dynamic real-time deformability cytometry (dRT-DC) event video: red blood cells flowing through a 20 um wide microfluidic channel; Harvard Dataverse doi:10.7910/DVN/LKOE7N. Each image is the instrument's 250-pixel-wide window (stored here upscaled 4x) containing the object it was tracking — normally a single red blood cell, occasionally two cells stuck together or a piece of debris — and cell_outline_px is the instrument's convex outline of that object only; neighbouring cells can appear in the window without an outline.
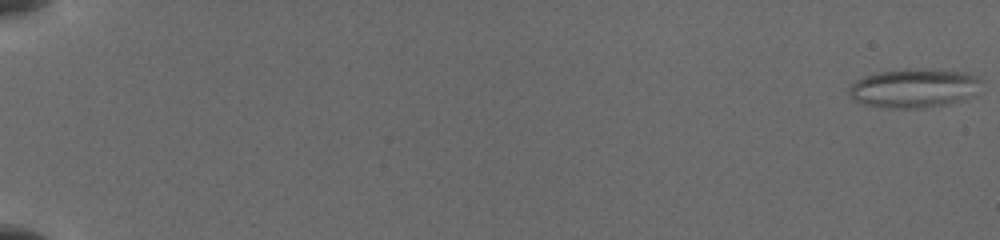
{"species": "common noctule bat (a hibernating species)", "species_latin": "Nyctalus noctula", "temperature_condition": "cold", "stored_images_in_passage": 77, "segment_of_instrument_passage": [1, 2], "camera_frame_rate_fps": 3000, "um_per_image_px": 0.085, "animal": {"sex": "female", "body_mass_g": 19.5, "forearm_length_mm": 54.1}, "frame": {"image": 1, "passage_image": 1, "time_ms": 0.0, "image_size_px": [1000, 240], "cell_outline_px": [[984, 80], [956, 100], [948, 104], [920, 108], [896, 108], [864, 104], [848, 96], [848, 88], [856, 80], [864, 76], [880, 72], [924, 68], [960, 72], [976, 76]], "centroid_in_image_um": [77.55, 7.48], "position_along_channel_um": 7.5, "area_um2": 28.9}}
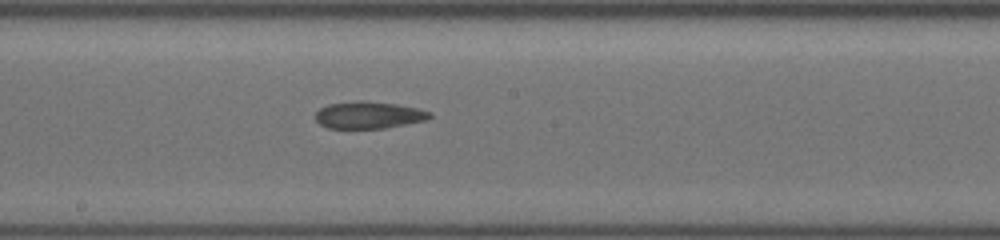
{"frame": {"image": 2, "passage_image": 40, "time_ms": 10.667, "image_size_px": [1000, 240], "cell_outline_px": [[432, 116], [428, 120], [384, 128], [328, 128], [320, 124], [316, 120], [316, 112], [320, 108], [328, 104], [360, 100], [396, 104], [416, 108], [432, 112]], "centroid_in_image_um": [31.35, 9.78], "position_along_channel_um": 216.8, "area_um2": 17.98}}
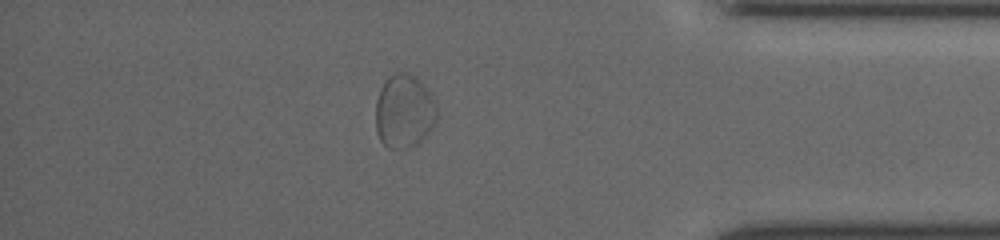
{"frame": {"image": 3, "passage_image": 65, "time_ms": 16.0, "image_size_px": [1000, 240], "cell_outline_px": [[436, 120], [432, 128], [412, 148], [388, 148], [380, 140], [376, 132], [376, 100], [380, 88], [384, 80], [388, 76], [396, 72], [404, 72], [416, 76], [424, 84], [432, 96], [436, 108]], "centroid_in_image_um": [34.33, 9.44], "position_along_channel_um": 400.9, "area_um2": 26.41}}